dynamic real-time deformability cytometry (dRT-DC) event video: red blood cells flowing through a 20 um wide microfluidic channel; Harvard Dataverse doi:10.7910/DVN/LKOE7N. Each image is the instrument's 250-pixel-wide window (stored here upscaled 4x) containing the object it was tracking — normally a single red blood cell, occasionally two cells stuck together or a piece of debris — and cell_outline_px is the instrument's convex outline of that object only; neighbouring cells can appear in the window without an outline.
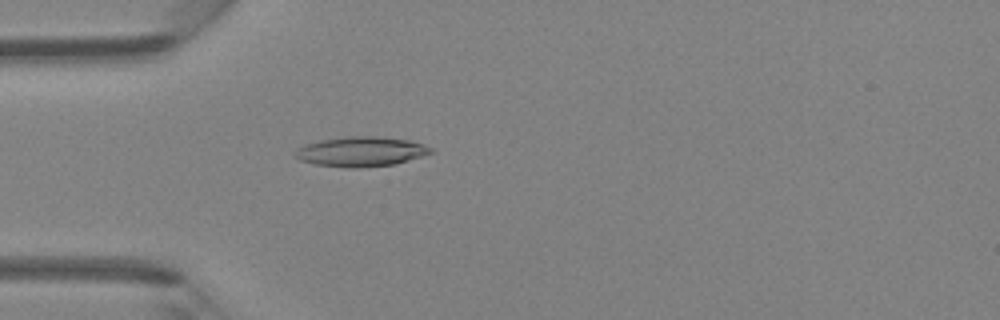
{"species": "Egyptian fruit bat (a non-hibernating species)", "species_latin": "Rousettus aegyptiacus", "temperature_condition": "room temperature", "stored_images_in_passage": 46, "camera_frame_rate_fps": 3000, "um_per_image_px": 0.085, "animal": {"sex": "female"}, "frame": {"image": 1, "passage_image": 14, "time_ms": 4.333, "image_size_px": [1000, 320], "cell_outline_px": [[432, 152], [396, 164], [356, 168], [348, 168], [316, 164], [300, 160], [296, 156], [296, 152], [300, 148], [308, 144], [320, 140], [348, 136], [376, 136], [408, 140], [432, 148]], "centroid_in_image_um": [30.69, 12.89], "position_along_channel_um": 54.3, "area_um2": 23.06}}
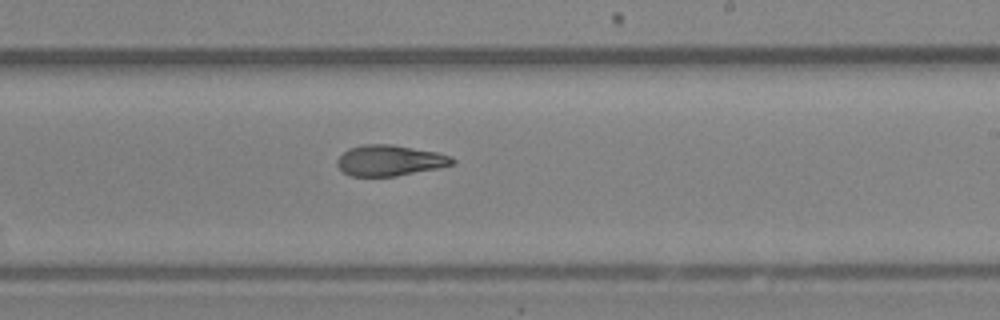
{"frame": {"image": 2, "passage_image": 28, "time_ms": 9.0, "image_size_px": [1000, 320], "cell_outline_px": [[456, 164], [440, 168], [396, 176], [352, 176], [344, 172], [336, 164], [336, 160], [348, 148], [364, 144], [392, 144], [436, 152], [448, 156], [456, 160]], "centroid_in_image_um": [33.14, 13.64], "position_along_channel_um": 255.9, "area_um2": 20.69}}
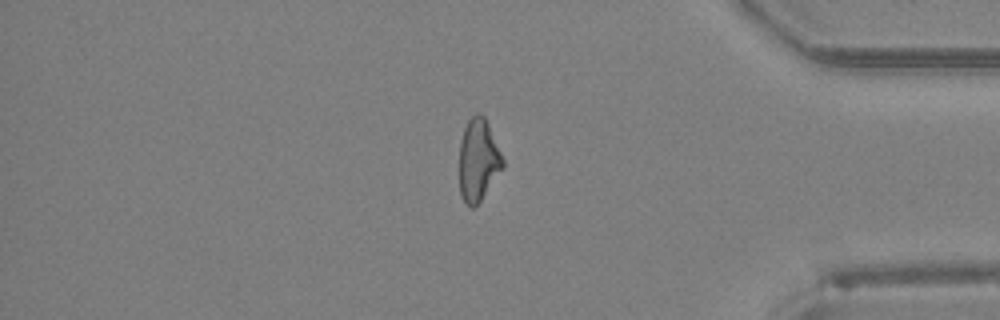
{"frame": {"image": 3, "passage_image": 39, "time_ms": 12.667, "image_size_px": [1000, 320], "cell_outline_px": [[504, 168], [480, 200], [472, 208], [464, 200], [460, 192], [460, 140], [464, 128], [468, 120], [476, 112], [480, 112], [484, 116], [488, 124], [504, 160]], "centroid_in_image_um": [40.66, 13.56], "position_along_channel_um": 394.5, "area_um2": 20.58}}